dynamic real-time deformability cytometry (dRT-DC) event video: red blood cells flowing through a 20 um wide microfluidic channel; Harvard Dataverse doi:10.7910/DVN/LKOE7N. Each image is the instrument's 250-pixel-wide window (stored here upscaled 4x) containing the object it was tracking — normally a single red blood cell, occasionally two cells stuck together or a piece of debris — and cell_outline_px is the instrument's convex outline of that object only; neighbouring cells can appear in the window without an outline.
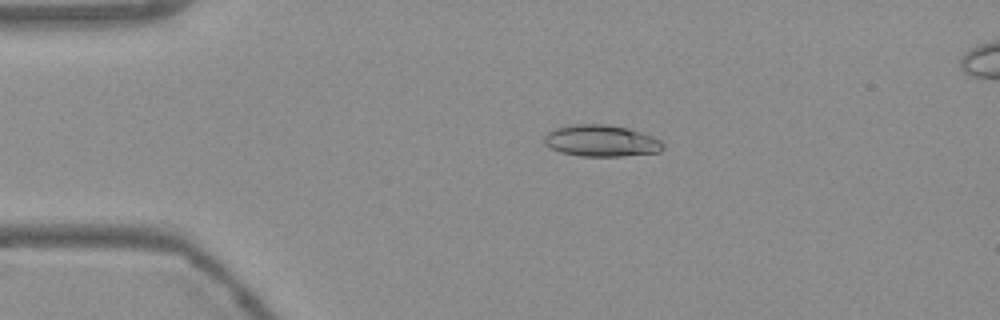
{"species": "Egyptian fruit bat (a non-hibernating species)", "species_latin": "Rousettus aegyptiacus", "temperature_condition": "warm", "stored_images_in_passage": 54, "camera_frame_rate_fps": 3000, "um_per_image_px": 0.085, "frame": {"image": 1, "passage_image": 11, "time_ms": 3.333, "image_size_px": [1000, 320], "cell_outline_px": [[664, 148], [660, 152], [624, 156], [580, 156], [560, 152], [544, 144], [544, 136], [548, 132], [556, 128], [576, 124], [604, 124], [628, 128], [652, 136], [660, 140], [664, 144]], "centroid_in_image_um": [51.12, 11.97], "position_along_channel_um": 33.9, "area_um2": 21.85}}
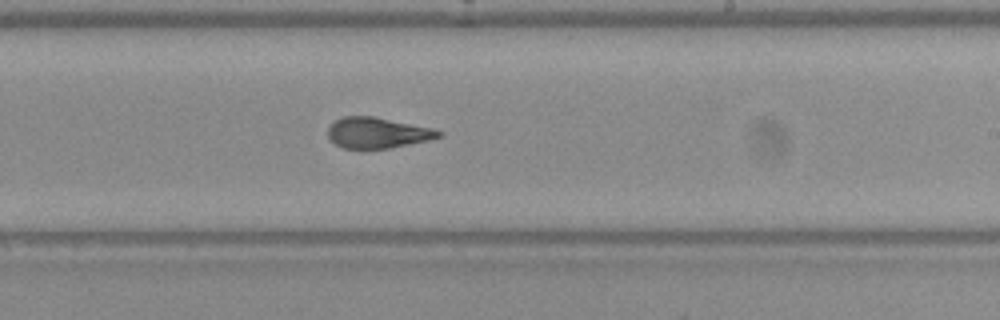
{"frame": {"image": 2, "passage_image": 32, "time_ms": 10.333, "image_size_px": [1000, 320], "cell_outline_px": [[444, 136], [428, 140], [388, 148], [340, 148], [328, 140], [328, 128], [336, 120], [344, 116], [372, 116], [436, 128], [444, 132]], "centroid_in_image_um": [32.11, 11.28], "position_along_channel_um": 256.9, "area_um2": 20.0}}
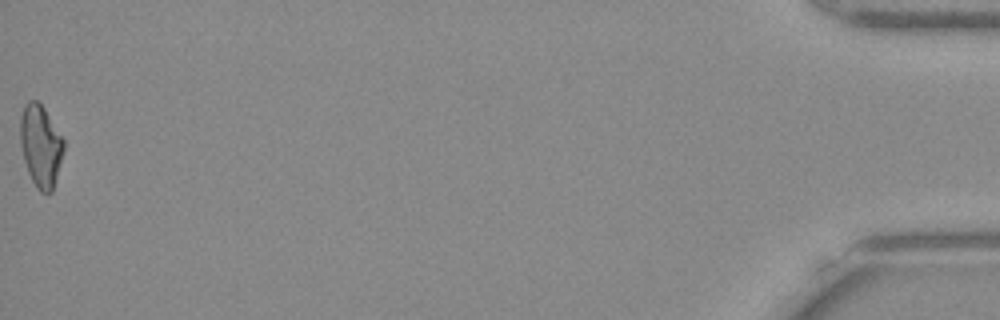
{"frame": {"image": 3, "passage_image": 54, "time_ms": 17.667, "image_size_px": [1000, 320], "cell_outline_px": [[64, 152], [52, 192], [40, 192], [36, 188], [28, 172], [24, 160], [20, 144], [20, 116], [24, 104], [28, 100], [36, 100], [44, 108], [64, 140]], "centroid_in_image_um": [3.45, 12.39], "position_along_channel_um": 431.8, "area_um2": 20.81}, "authors_computed_cell_mechanics": {"area_um2": 20.808, "velocity_mm_per_s": 3.7706, "shape_relaxation_time_tau1_ms": 11.3433, "shape_relaxation_time_tau2_ms": 1.8378, "deformation_change_tau1": 0.2672, "deformation_change_tau2": 0.0895}}